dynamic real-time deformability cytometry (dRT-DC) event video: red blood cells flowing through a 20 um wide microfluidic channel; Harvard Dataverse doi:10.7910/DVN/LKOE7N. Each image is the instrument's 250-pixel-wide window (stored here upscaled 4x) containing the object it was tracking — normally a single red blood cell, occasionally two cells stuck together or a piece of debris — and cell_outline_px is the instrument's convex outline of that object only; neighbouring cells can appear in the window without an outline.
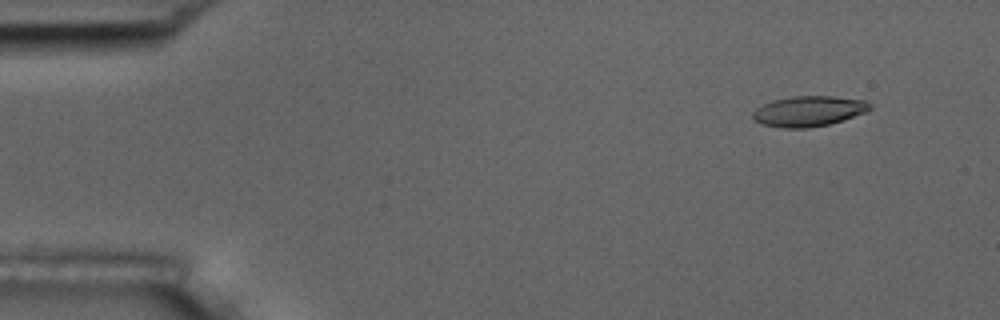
{"species": "common noctule bat (a hibernating species)", "species_latin": "Nyctalus noctula", "temperature_condition": "room temperature", "stored_images_in_passage": 7, "camera_frame_rate_fps": 3000, "um_per_image_px": 0.085, "animal": {"sex": "male", "body_mass_g": 17.5, "forearm_length_mm": 52.3}, "frame": {"image": 1, "passage_image": 1, "time_ms": 0.0, "image_size_px": [1000, 320], "cell_outline_px": [[872, 108], [868, 112], [844, 120], [828, 124], [808, 128], [780, 128], [760, 124], [752, 116], [752, 112], [756, 108], [772, 100], [792, 96], [832, 96], [864, 100], [872, 104]], "centroid_in_image_um": [68.76, 9.45], "position_along_channel_um": 16.2, "area_um2": 20.98}}
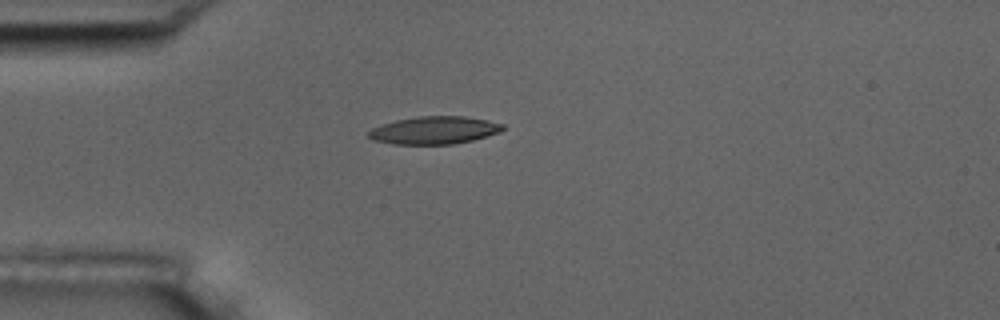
{"frame": {"image": 2, "passage_image": 4, "time_ms": 3.333, "image_size_px": [1000, 320], "cell_outline_px": [[504, 128], [500, 132], [472, 140], [452, 144], [392, 144], [372, 140], [368, 136], [368, 132], [372, 128], [396, 120], [420, 116], [464, 116], [488, 120], [504, 124]], "centroid_in_image_um": [36.92, 11.07], "position_along_channel_um": 48.1, "area_um2": 21.56}}